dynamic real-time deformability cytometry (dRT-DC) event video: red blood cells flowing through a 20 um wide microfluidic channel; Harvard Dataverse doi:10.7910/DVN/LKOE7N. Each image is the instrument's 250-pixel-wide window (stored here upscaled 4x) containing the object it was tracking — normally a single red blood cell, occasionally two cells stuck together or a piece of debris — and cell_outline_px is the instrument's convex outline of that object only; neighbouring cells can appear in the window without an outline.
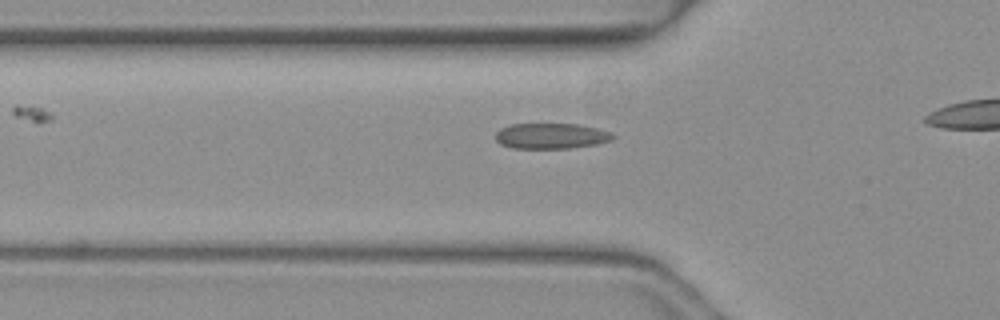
{"species": "common noctule bat (a hibernating species)", "species_latin": "Nyctalus noctula", "temperature_condition": "warm", "stored_images_in_passage": 23, "camera_frame_rate_fps": 3000, "um_per_image_px": 0.085, "animal": {"sex": "female", "body_mass_g": 19.3, "forearm_length_mm": 54.1}, "frame": {"image": 1, "passage_image": 4, "time_ms": 1.0, "image_size_px": [1000, 320], "cell_outline_px": [[616, 136], [612, 140], [596, 144], [568, 148], [512, 148], [500, 144], [496, 140], [496, 132], [500, 128], [512, 124], [576, 124], [596, 128], [612, 132]], "centroid_in_image_um": [46.84, 11.55], "position_along_channel_um": 79.0, "area_um2": 17.46}}
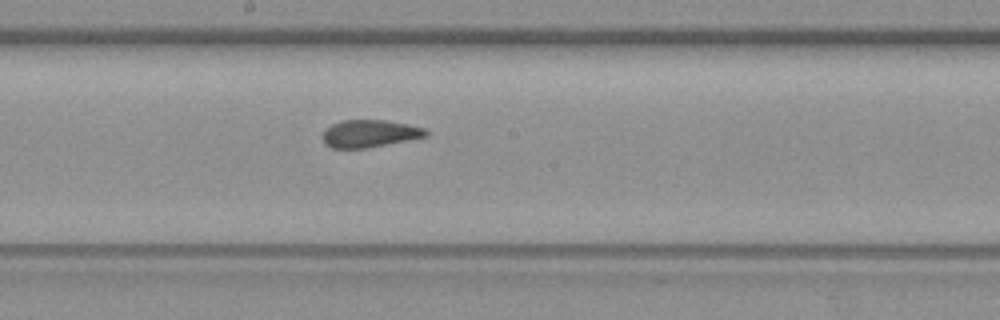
{"frame": {"image": 2, "passage_image": 14, "time_ms": 4.333, "image_size_px": [1000, 320], "cell_outline_px": [[428, 136], [364, 148], [332, 148], [324, 144], [320, 136], [324, 128], [340, 120], [384, 120], [408, 124], [424, 128], [428, 132]], "centroid_in_image_um": [31.34, 11.34], "position_along_channel_um": 216.9, "area_um2": 16.59}}
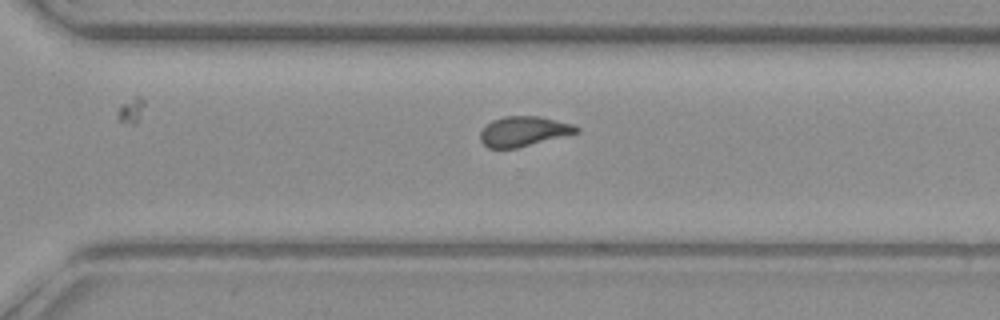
{"frame": {"image": 3, "passage_image": 22, "time_ms": 7.0, "image_size_px": [1000, 320], "cell_outline_px": [[580, 132], [516, 148], [488, 148], [480, 140], [480, 132], [492, 120], [504, 116], [540, 116], [572, 124], [580, 128]], "centroid_in_image_um": [44.51, 11.16], "position_along_channel_um": 326.1, "area_um2": 16.65}}